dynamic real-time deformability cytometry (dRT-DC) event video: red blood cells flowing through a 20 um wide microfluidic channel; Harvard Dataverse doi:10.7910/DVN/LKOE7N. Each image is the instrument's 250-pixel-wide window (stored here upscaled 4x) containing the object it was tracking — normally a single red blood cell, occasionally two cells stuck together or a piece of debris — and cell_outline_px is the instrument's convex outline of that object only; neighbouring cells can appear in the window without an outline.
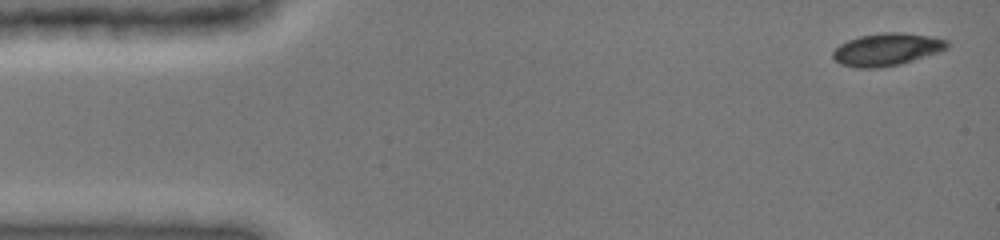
{"species": "common noctule bat (a hibernating species)", "species_latin": "Nyctalus noctula", "temperature_condition": "cold", "stored_images_in_passage": 43, "camera_frame_rate_fps": 3000, "um_per_image_px": 0.085, "animal": {"sex": "female", "body_mass_g": 19.0, "forearm_length_mm": 51.5}, "frame": {"image": 1, "passage_image": 1, "time_ms": 0.0, "image_size_px": [1000, 240], "cell_outline_px": [[948, 48], [940, 52], [900, 64], [880, 68], [856, 68], [840, 64], [832, 56], [832, 52], [840, 44], [848, 40], [860, 36], [880, 32], [904, 32], [932, 36], [948, 40]], "centroid_in_image_um": [75.39, 4.2], "position_along_channel_um": 9.6, "area_um2": 21.85}}
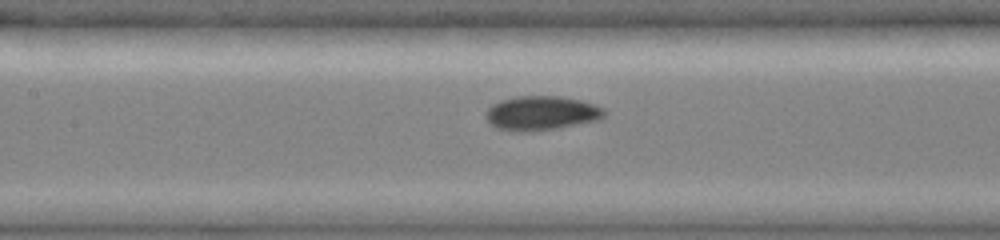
{"frame": {"image": 2, "passage_image": 20, "time_ms": 6.667, "image_size_px": [1000, 240], "cell_outline_px": [[604, 116], [600, 120], [556, 128], [532, 132], [512, 132], [496, 128], [488, 124], [484, 116], [484, 112], [492, 104], [500, 100], [516, 96], [560, 96], [580, 100], [604, 108]], "centroid_in_image_um": [45.94, 9.63], "position_along_channel_um": 161.5, "area_um2": 24.04}}
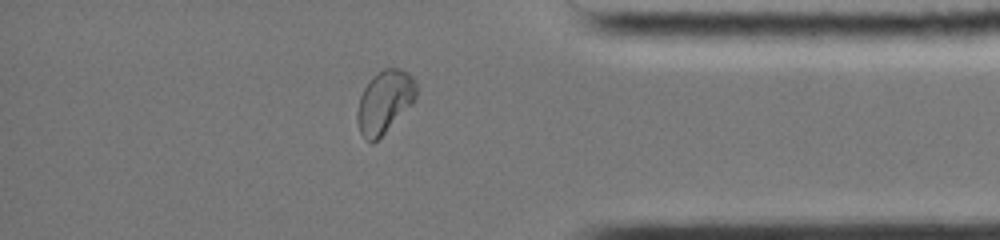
{"frame": {"image": 3, "passage_image": 37, "time_ms": 13.0, "image_size_px": [1000, 240], "cell_outline_px": [[416, 100], [372, 144], [364, 140], [360, 132], [356, 120], [356, 112], [360, 96], [364, 88], [372, 76], [384, 68], [400, 68], [408, 72], [416, 80]], "centroid_in_image_um": [32.67, 8.64], "position_along_channel_um": 402.5, "area_um2": 21.62}, "authors_computed_cell_mechanics": {"area_um2": 21.8484, "velocity_mm_per_s": 3.9504, "shape_relaxation_time_tau1_ms": 5.7203, "shape_relaxation_time_tau2_ms": null, "deformation_change_tau1": 0.1338, "deformation_change_tau2": null}}